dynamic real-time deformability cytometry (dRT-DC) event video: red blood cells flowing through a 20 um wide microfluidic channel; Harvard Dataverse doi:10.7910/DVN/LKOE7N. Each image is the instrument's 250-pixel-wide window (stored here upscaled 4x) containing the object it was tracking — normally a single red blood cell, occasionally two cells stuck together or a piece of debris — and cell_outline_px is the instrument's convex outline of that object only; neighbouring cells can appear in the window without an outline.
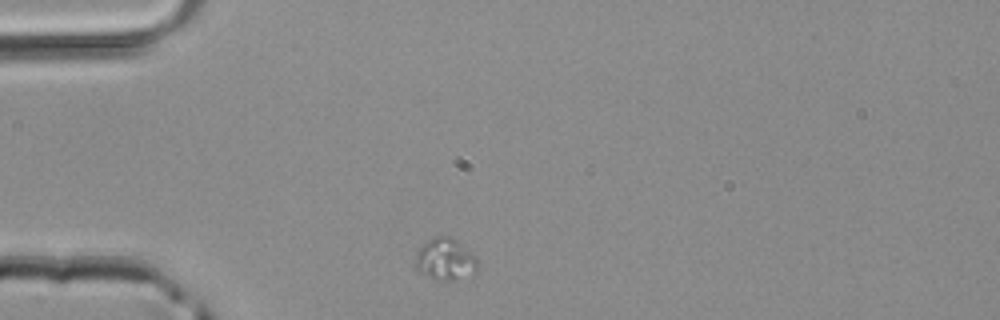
{"species": "common noctule bat (a hibernating species)", "species_latin": "Nyctalus noctula", "temperature_condition": "room temperature", "stored_images_in_passage": 1, "camera_frame_rate_fps": 3000, "um_per_image_px": 0.085, "animal": {"sex": "male", "body_mass_g": 20.4}, "frame": {"image": 1, "passage_image": 1, "time_ms": 0.0, "image_size_px": [1000, 320], "cell_outline_px": [[476, 272], [452, 280], [432, 280], [416, 272], [416, 252], [428, 240], [436, 236], [452, 236], [476, 256]], "centroid_in_image_um": [37.81, 22.05], "position_along_channel_um": 47.2, "area_um2": 15.2}}